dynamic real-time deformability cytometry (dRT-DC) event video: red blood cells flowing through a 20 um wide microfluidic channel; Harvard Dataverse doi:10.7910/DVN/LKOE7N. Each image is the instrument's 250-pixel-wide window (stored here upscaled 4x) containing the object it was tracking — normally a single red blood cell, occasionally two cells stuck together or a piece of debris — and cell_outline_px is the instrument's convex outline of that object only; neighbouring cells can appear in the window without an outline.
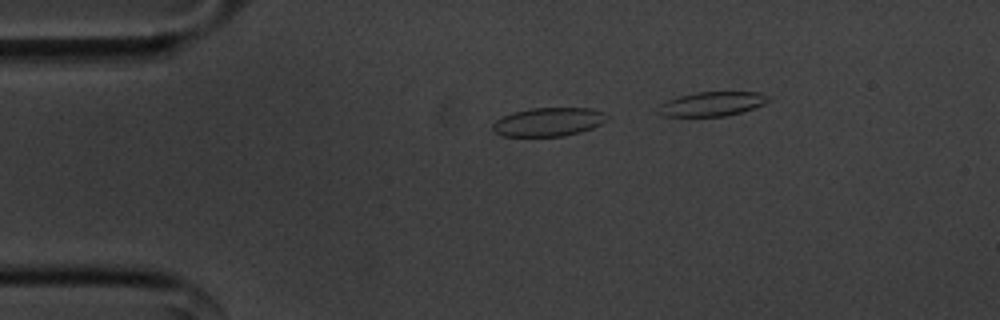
{"species": "common noctule bat (a hibernating species)", "species_latin": "Nyctalus noctula", "temperature_condition": "cold", "stored_images_in_passage": 20, "camera_frame_rate_fps": 3000, "um_per_image_px": 0.085, "animal": {"sex": "male", "body_mass_g": 20.1, "forearm_length_mm": 53.5}, "frame": {"image": 1, "passage_image": 9, "time_ms": 2.667, "image_size_px": [1000, 320], "cell_outline_px": [[608, 120], [592, 128], [580, 132], [564, 136], [500, 136], [492, 132], [492, 124], [496, 120], [504, 116], [516, 112], [532, 108], [592, 108], [604, 112], [608, 116]], "centroid_in_image_um": [46.63, 10.37], "position_along_channel_um": 38.4, "area_um2": 19.13}}